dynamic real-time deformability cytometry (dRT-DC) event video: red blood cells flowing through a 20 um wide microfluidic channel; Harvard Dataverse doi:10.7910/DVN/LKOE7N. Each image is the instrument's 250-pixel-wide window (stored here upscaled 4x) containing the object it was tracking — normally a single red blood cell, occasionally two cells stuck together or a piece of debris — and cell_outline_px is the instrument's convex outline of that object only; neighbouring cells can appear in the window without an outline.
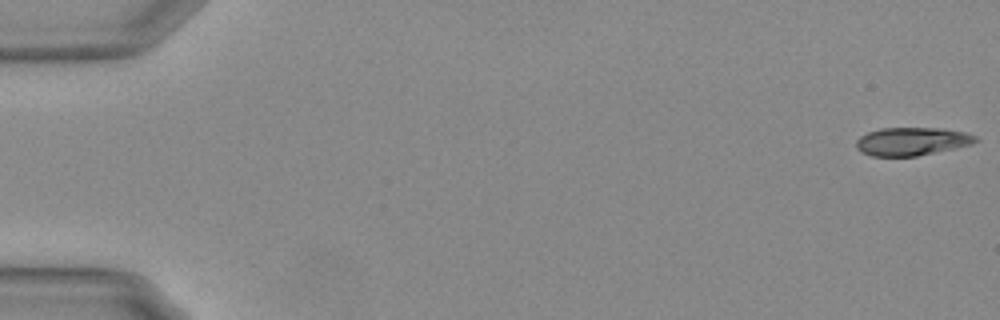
{"species": "Egyptian fruit bat (a non-hibernating species)", "species_latin": "Rousettus aegyptiacus", "temperature_condition": "warm", "stored_images_in_passage": 55, "camera_frame_rate_fps": 3000, "um_per_image_px": 0.085, "animal": {"sex": "female"}, "frame": {"image": 1, "passage_image": 1, "time_ms": 0.0, "image_size_px": [1000, 320], "cell_outline_px": [[980, 140], [972, 144], [916, 156], [872, 156], [860, 152], [856, 148], [856, 140], [860, 136], [868, 132], [880, 128], [940, 128], [964, 132], [976, 136]], "centroid_in_image_um": [77.48, 12.01], "position_along_channel_um": 7.5, "area_um2": 19.54}}
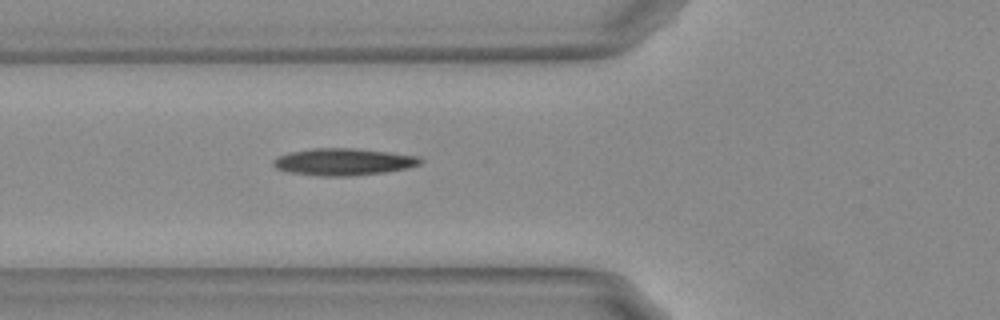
{"frame": {"image": 2, "passage_image": 21, "time_ms": 6.667, "image_size_px": [1000, 320], "cell_outline_px": [[424, 160], [420, 164], [408, 168], [384, 172], [352, 176], [320, 176], [288, 172], [276, 168], [272, 164], [272, 160], [288, 152], [312, 148], [356, 148], [420, 156]], "centroid_in_image_um": [29.2, 13.75], "position_along_channel_um": 96.6, "area_um2": 23.29}}
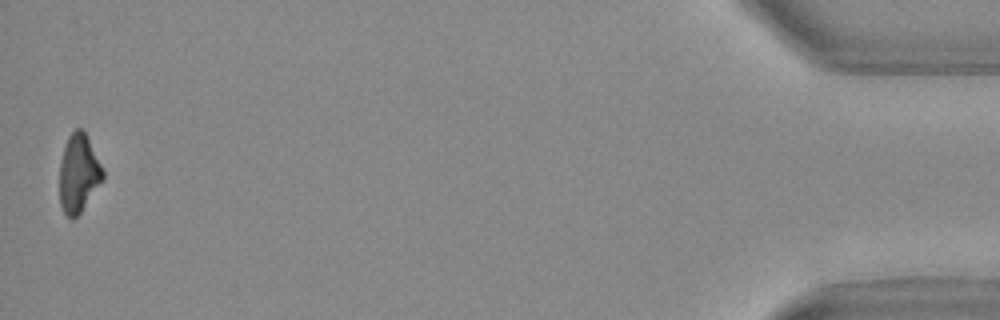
{"frame": {"image": 3, "passage_image": 55, "time_ms": 18.0, "image_size_px": [1000, 320], "cell_outline_px": [[104, 180], [80, 212], [72, 220], [64, 212], [60, 204], [60, 164], [64, 148], [68, 136], [76, 128], [84, 128], [104, 172]], "centroid_in_image_um": [6.69, 14.72], "position_along_channel_um": 428.5, "area_um2": 19.65}}